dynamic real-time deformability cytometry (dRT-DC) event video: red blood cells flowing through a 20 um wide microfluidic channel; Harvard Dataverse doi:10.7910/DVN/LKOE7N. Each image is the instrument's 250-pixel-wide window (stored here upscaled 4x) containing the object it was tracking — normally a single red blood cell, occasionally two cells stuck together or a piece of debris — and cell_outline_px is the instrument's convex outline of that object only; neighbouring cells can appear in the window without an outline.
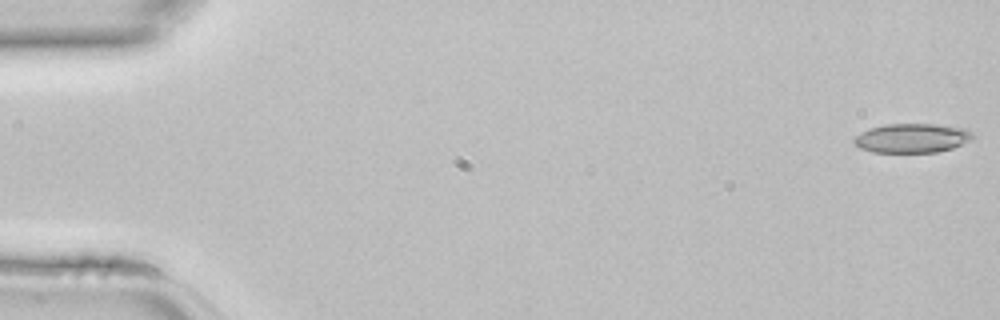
{"species": "common noctule bat (a hibernating species)", "species_latin": "Nyctalus noctula", "temperature_condition": "room temperature", "stored_images_in_passage": 45, "camera_frame_rate_fps": 3000, "um_per_image_px": 0.085, "animal": {"sex": "female", "body_mass_g": 22.7, "forearm_length_mm": 54.2}, "frame": {"image": 1, "passage_image": 1, "time_ms": 0.0, "image_size_px": [1000, 320], "cell_outline_px": [[972, 136], [968, 140], [952, 148], [936, 152], [872, 152], [860, 148], [852, 144], [852, 140], [856, 136], [868, 128], [884, 124], [936, 124], [968, 128], [972, 132]], "centroid_in_image_um": [77.47, 11.73], "position_along_channel_um": 7.5, "area_um2": 20.23}}
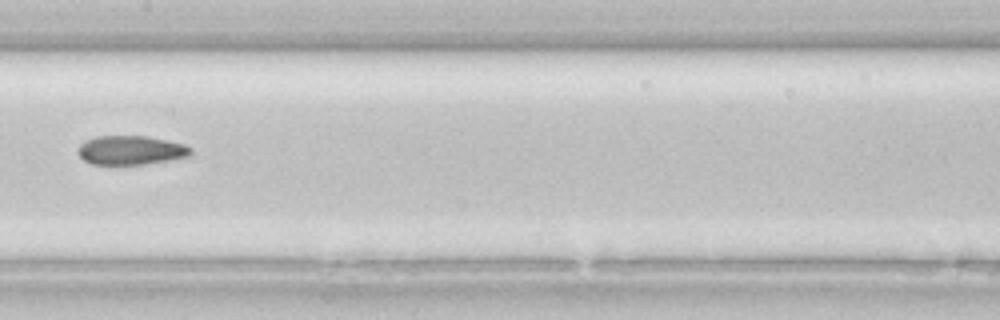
{"frame": {"image": 2, "passage_image": 23, "time_ms": 7.333, "image_size_px": [1000, 320], "cell_outline_px": [[192, 156], [144, 164], [92, 164], [84, 160], [76, 152], [76, 148], [84, 140], [96, 136], [144, 136], [168, 140], [184, 144], [192, 148]], "centroid_in_image_um": [11.11, 12.76], "position_along_channel_um": 196.3, "area_um2": 19.25}}
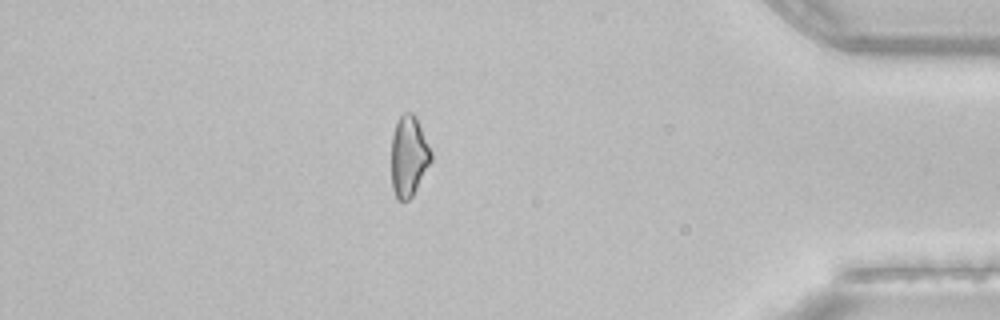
{"frame": {"image": 3, "passage_image": 39, "time_ms": 12.667, "image_size_px": [1000, 320], "cell_outline_px": [[432, 160], [412, 196], [408, 200], [400, 200], [396, 196], [392, 188], [392, 136], [396, 120], [404, 112], [412, 112], [416, 116], [432, 152]], "centroid_in_image_um": [34.75, 13.24], "position_along_channel_um": 400.5, "area_um2": 18.61}}